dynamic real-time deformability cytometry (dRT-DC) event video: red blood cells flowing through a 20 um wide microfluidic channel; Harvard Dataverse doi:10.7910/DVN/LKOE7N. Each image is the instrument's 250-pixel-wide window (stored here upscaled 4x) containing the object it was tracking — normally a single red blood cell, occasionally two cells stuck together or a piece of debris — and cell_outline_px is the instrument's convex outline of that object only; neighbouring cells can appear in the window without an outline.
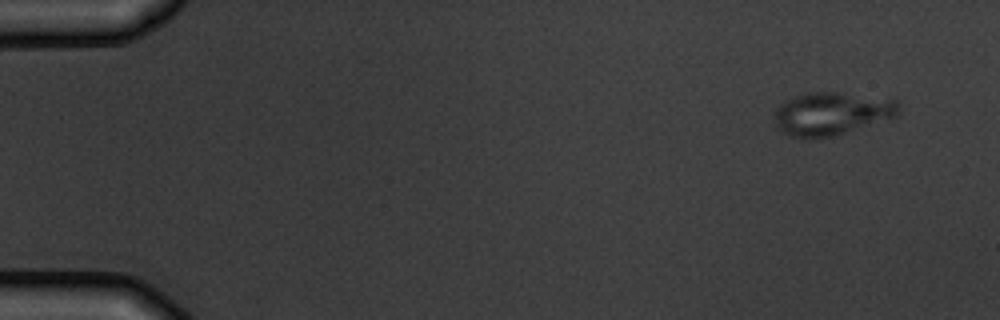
{"species": "common noctule bat (a hibernating species)", "species_latin": "Nyctalus noctula", "temperature_condition": "warm", "stored_images_in_passage": 5, "camera_frame_rate_fps": 3000, "um_per_image_px": 0.085, "animal": {"sex": "male", "body_mass_g": 19.5, "forearm_length_mm": 54.6}, "frame": {"image": 1, "passage_image": 1, "time_ms": 0.0, "image_size_px": [1000, 320], "cell_outline_px": [[900, 116], [832, 136], [808, 140], [804, 140], [788, 136], [776, 128], [776, 108], [784, 100], [792, 96], [804, 92], [840, 92], [896, 100], [900, 104]], "centroid_in_image_um": [70.67, 9.67], "position_along_channel_um": 14.3, "area_um2": 31.73}}